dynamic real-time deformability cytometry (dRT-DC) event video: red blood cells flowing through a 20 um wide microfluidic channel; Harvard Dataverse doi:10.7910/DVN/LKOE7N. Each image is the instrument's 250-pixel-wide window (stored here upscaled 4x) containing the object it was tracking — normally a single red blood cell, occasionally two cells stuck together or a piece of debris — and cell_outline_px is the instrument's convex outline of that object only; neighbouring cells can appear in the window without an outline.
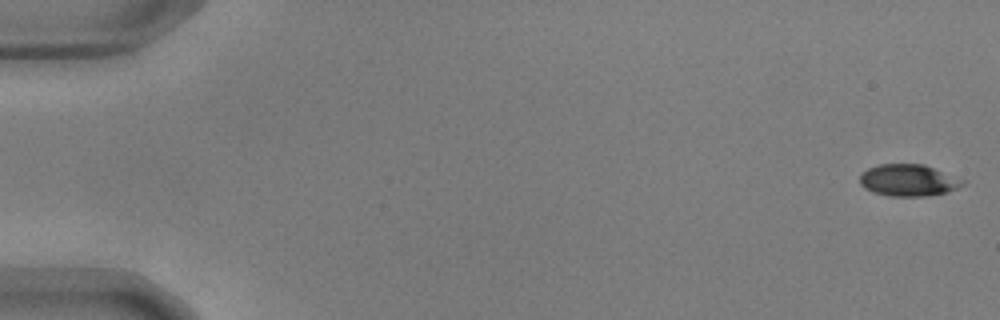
{"species": "common noctule bat (a hibernating species)", "species_latin": "Nyctalus noctula", "temperature_condition": "warm", "stored_images_in_passage": 55, "camera_frame_rate_fps": 3000, "um_per_image_px": 0.085, "animal": {"sex": "male", "body_mass_g": 17.9, "forearm_length_mm": 54.2}, "frame": {"image": 1, "passage_image": 1, "time_ms": 0.0, "image_size_px": [1000, 320], "cell_outline_px": [[968, 180], [964, 184], [948, 192], [928, 196], [888, 196], [872, 192], [864, 188], [860, 184], [860, 172], [868, 168], [880, 164], [924, 164]], "centroid_in_image_um": [77.23, 15.32], "position_along_channel_um": 7.8, "area_um2": 19.42}}
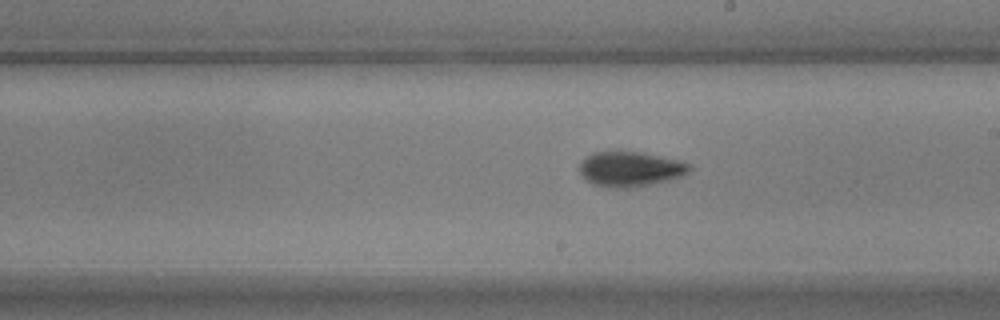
{"frame": {"image": 2, "passage_image": 32, "time_ms": 10.333, "image_size_px": [1000, 320], "cell_outline_px": [[692, 168], [688, 172], [680, 176], [668, 180], [652, 184], [628, 188], [608, 188], [592, 184], [580, 172], [580, 160], [592, 152], [608, 148], [644, 152], [692, 164]], "centroid_in_image_um": [53.51, 14.32], "position_along_channel_um": 235.5, "area_um2": 23.12}}
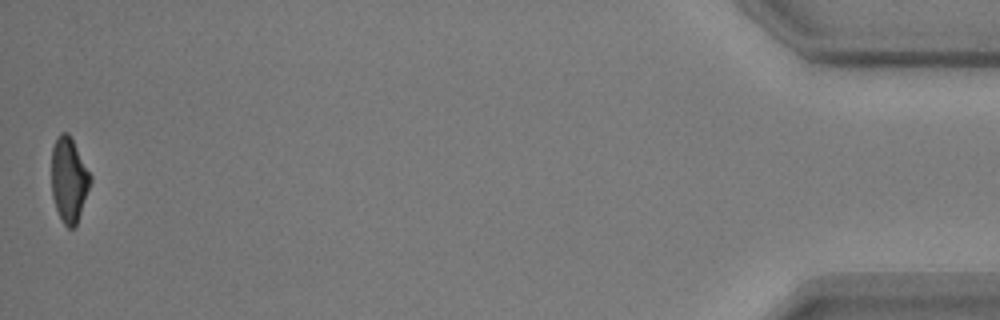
{"frame": {"image": 3, "passage_image": 55, "time_ms": 18.0, "image_size_px": [1000, 320], "cell_outline_px": [[92, 180], [76, 228], [68, 228], [64, 224], [56, 208], [52, 196], [52, 148], [60, 132], [68, 132], [92, 176]], "centroid_in_image_um": [5.87, 15.3], "position_along_channel_um": 429.3, "area_um2": 19.19}, "authors_computed_cell_mechanics": {"area_um2": 20.4034, "velocity_mm_per_s": 3.6709, "shape_relaxation_time_tau1_ms": 3.4657, "shape_relaxation_time_tau2_ms": 3.2757, "deformation_change_tau1": 0.1876, "deformation_change_tau2": 0.0852}}